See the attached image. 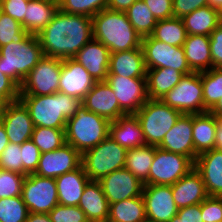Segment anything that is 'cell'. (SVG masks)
I'll return each mask as SVG.
<instances>
[{"instance_id": "b9f144b4", "label": "cell", "mask_w": 222, "mask_h": 222, "mask_svg": "<svg viewBox=\"0 0 222 222\" xmlns=\"http://www.w3.org/2000/svg\"><path fill=\"white\" fill-rule=\"evenodd\" d=\"M26 176L0 168V198L21 196Z\"/></svg>"}, {"instance_id": "7dc6e473", "label": "cell", "mask_w": 222, "mask_h": 222, "mask_svg": "<svg viewBox=\"0 0 222 222\" xmlns=\"http://www.w3.org/2000/svg\"><path fill=\"white\" fill-rule=\"evenodd\" d=\"M20 87L0 69V102L3 105L19 100Z\"/></svg>"}, {"instance_id": "ac0fdd59", "label": "cell", "mask_w": 222, "mask_h": 222, "mask_svg": "<svg viewBox=\"0 0 222 222\" xmlns=\"http://www.w3.org/2000/svg\"><path fill=\"white\" fill-rule=\"evenodd\" d=\"M192 125L193 114H182L157 147L185 155L195 162L198 155L194 150Z\"/></svg>"}, {"instance_id": "d6a6232c", "label": "cell", "mask_w": 222, "mask_h": 222, "mask_svg": "<svg viewBox=\"0 0 222 222\" xmlns=\"http://www.w3.org/2000/svg\"><path fill=\"white\" fill-rule=\"evenodd\" d=\"M154 154V145H144L127 149L124 168L129 170L144 185H149V171L154 159Z\"/></svg>"}, {"instance_id": "30bf717a", "label": "cell", "mask_w": 222, "mask_h": 222, "mask_svg": "<svg viewBox=\"0 0 222 222\" xmlns=\"http://www.w3.org/2000/svg\"><path fill=\"white\" fill-rule=\"evenodd\" d=\"M194 168V162L185 155L168 152L155 146L149 171V185H173Z\"/></svg>"}, {"instance_id": "bcb514c9", "label": "cell", "mask_w": 222, "mask_h": 222, "mask_svg": "<svg viewBox=\"0 0 222 222\" xmlns=\"http://www.w3.org/2000/svg\"><path fill=\"white\" fill-rule=\"evenodd\" d=\"M200 208L203 222H222V197L208 196Z\"/></svg>"}, {"instance_id": "7c38bea8", "label": "cell", "mask_w": 222, "mask_h": 222, "mask_svg": "<svg viewBox=\"0 0 222 222\" xmlns=\"http://www.w3.org/2000/svg\"><path fill=\"white\" fill-rule=\"evenodd\" d=\"M141 47L146 69L172 68L184 75L193 72L187 63L183 47L166 44L152 36L142 38Z\"/></svg>"}, {"instance_id": "ffe728a7", "label": "cell", "mask_w": 222, "mask_h": 222, "mask_svg": "<svg viewBox=\"0 0 222 222\" xmlns=\"http://www.w3.org/2000/svg\"><path fill=\"white\" fill-rule=\"evenodd\" d=\"M82 104L90 112L98 114L110 122L126 115L120 109L118 100L106 81L96 82L82 100Z\"/></svg>"}, {"instance_id": "5b68a950", "label": "cell", "mask_w": 222, "mask_h": 222, "mask_svg": "<svg viewBox=\"0 0 222 222\" xmlns=\"http://www.w3.org/2000/svg\"><path fill=\"white\" fill-rule=\"evenodd\" d=\"M110 121L90 112L83 105L67 120L65 141L81 155L109 136Z\"/></svg>"}, {"instance_id": "52a82bcc", "label": "cell", "mask_w": 222, "mask_h": 222, "mask_svg": "<svg viewBox=\"0 0 222 222\" xmlns=\"http://www.w3.org/2000/svg\"><path fill=\"white\" fill-rule=\"evenodd\" d=\"M127 149L109 136L82 154L81 165L90 180L99 181L115 170L125 166Z\"/></svg>"}, {"instance_id": "91938a15", "label": "cell", "mask_w": 222, "mask_h": 222, "mask_svg": "<svg viewBox=\"0 0 222 222\" xmlns=\"http://www.w3.org/2000/svg\"><path fill=\"white\" fill-rule=\"evenodd\" d=\"M208 5L222 13V0H208Z\"/></svg>"}, {"instance_id": "4316f807", "label": "cell", "mask_w": 222, "mask_h": 222, "mask_svg": "<svg viewBox=\"0 0 222 222\" xmlns=\"http://www.w3.org/2000/svg\"><path fill=\"white\" fill-rule=\"evenodd\" d=\"M109 203L99 181L90 180L83 191L78 207L89 222L107 221Z\"/></svg>"}, {"instance_id": "94428289", "label": "cell", "mask_w": 222, "mask_h": 222, "mask_svg": "<svg viewBox=\"0 0 222 222\" xmlns=\"http://www.w3.org/2000/svg\"><path fill=\"white\" fill-rule=\"evenodd\" d=\"M169 222H184L181 220L178 215L176 214Z\"/></svg>"}, {"instance_id": "ee69618b", "label": "cell", "mask_w": 222, "mask_h": 222, "mask_svg": "<svg viewBox=\"0 0 222 222\" xmlns=\"http://www.w3.org/2000/svg\"><path fill=\"white\" fill-rule=\"evenodd\" d=\"M48 214L52 222H89L78 206L58 204Z\"/></svg>"}, {"instance_id": "1f68e13d", "label": "cell", "mask_w": 222, "mask_h": 222, "mask_svg": "<svg viewBox=\"0 0 222 222\" xmlns=\"http://www.w3.org/2000/svg\"><path fill=\"white\" fill-rule=\"evenodd\" d=\"M217 118L209 111L193 114L192 135L194 150L197 155L215 148Z\"/></svg>"}, {"instance_id": "e575fe53", "label": "cell", "mask_w": 222, "mask_h": 222, "mask_svg": "<svg viewBox=\"0 0 222 222\" xmlns=\"http://www.w3.org/2000/svg\"><path fill=\"white\" fill-rule=\"evenodd\" d=\"M151 36L166 44L182 47L186 40L187 32L182 18L172 17L158 20Z\"/></svg>"}, {"instance_id": "5bb4252c", "label": "cell", "mask_w": 222, "mask_h": 222, "mask_svg": "<svg viewBox=\"0 0 222 222\" xmlns=\"http://www.w3.org/2000/svg\"><path fill=\"white\" fill-rule=\"evenodd\" d=\"M82 155L70 144L65 143L58 149L41 153L38 167L34 174L57 178L81 166Z\"/></svg>"}, {"instance_id": "d590c367", "label": "cell", "mask_w": 222, "mask_h": 222, "mask_svg": "<svg viewBox=\"0 0 222 222\" xmlns=\"http://www.w3.org/2000/svg\"><path fill=\"white\" fill-rule=\"evenodd\" d=\"M125 13L133 28L142 38L152 35L157 20L143 0L134 2Z\"/></svg>"}, {"instance_id": "83f0119b", "label": "cell", "mask_w": 222, "mask_h": 222, "mask_svg": "<svg viewBox=\"0 0 222 222\" xmlns=\"http://www.w3.org/2000/svg\"><path fill=\"white\" fill-rule=\"evenodd\" d=\"M58 10V0L30 1L21 25L29 34L38 35L51 22Z\"/></svg>"}, {"instance_id": "9f6ffc18", "label": "cell", "mask_w": 222, "mask_h": 222, "mask_svg": "<svg viewBox=\"0 0 222 222\" xmlns=\"http://www.w3.org/2000/svg\"><path fill=\"white\" fill-rule=\"evenodd\" d=\"M215 149L222 150V119L217 118V127L215 131Z\"/></svg>"}, {"instance_id": "6f0895ef", "label": "cell", "mask_w": 222, "mask_h": 222, "mask_svg": "<svg viewBox=\"0 0 222 222\" xmlns=\"http://www.w3.org/2000/svg\"><path fill=\"white\" fill-rule=\"evenodd\" d=\"M8 144H9V140H8L7 133L5 131V128L2 125V122L0 121V157Z\"/></svg>"}, {"instance_id": "c3c4849f", "label": "cell", "mask_w": 222, "mask_h": 222, "mask_svg": "<svg viewBox=\"0 0 222 222\" xmlns=\"http://www.w3.org/2000/svg\"><path fill=\"white\" fill-rule=\"evenodd\" d=\"M28 3L24 0H0V7L3 13L21 23L26 15Z\"/></svg>"}, {"instance_id": "cb8c5ba5", "label": "cell", "mask_w": 222, "mask_h": 222, "mask_svg": "<svg viewBox=\"0 0 222 222\" xmlns=\"http://www.w3.org/2000/svg\"><path fill=\"white\" fill-rule=\"evenodd\" d=\"M146 65L142 47L110 53L108 75L126 78H146Z\"/></svg>"}, {"instance_id": "74e56055", "label": "cell", "mask_w": 222, "mask_h": 222, "mask_svg": "<svg viewBox=\"0 0 222 222\" xmlns=\"http://www.w3.org/2000/svg\"><path fill=\"white\" fill-rule=\"evenodd\" d=\"M30 140L41 153L54 151L66 143L65 129L35 127Z\"/></svg>"}, {"instance_id": "ab89813d", "label": "cell", "mask_w": 222, "mask_h": 222, "mask_svg": "<svg viewBox=\"0 0 222 222\" xmlns=\"http://www.w3.org/2000/svg\"><path fill=\"white\" fill-rule=\"evenodd\" d=\"M28 214L21 196L0 198V222H25Z\"/></svg>"}, {"instance_id": "d4e9b609", "label": "cell", "mask_w": 222, "mask_h": 222, "mask_svg": "<svg viewBox=\"0 0 222 222\" xmlns=\"http://www.w3.org/2000/svg\"><path fill=\"white\" fill-rule=\"evenodd\" d=\"M109 137L126 149L145 145L140 122L135 114H128L110 122Z\"/></svg>"}, {"instance_id": "d6986e66", "label": "cell", "mask_w": 222, "mask_h": 222, "mask_svg": "<svg viewBox=\"0 0 222 222\" xmlns=\"http://www.w3.org/2000/svg\"><path fill=\"white\" fill-rule=\"evenodd\" d=\"M96 81L88 71L73 58L63 59L59 78V92L84 99Z\"/></svg>"}, {"instance_id": "680465c9", "label": "cell", "mask_w": 222, "mask_h": 222, "mask_svg": "<svg viewBox=\"0 0 222 222\" xmlns=\"http://www.w3.org/2000/svg\"><path fill=\"white\" fill-rule=\"evenodd\" d=\"M209 112L213 114L216 118L222 119V98Z\"/></svg>"}, {"instance_id": "60d3db41", "label": "cell", "mask_w": 222, "mask_h": 222, "mask_svg": "<svg viewBox=\"0 0 222 222\" xmlns=\"http://www.w3.org/2000/svg\"><path fill=\"white\" fill-rule=\"evenodd\" d=\"M28 32L23 29L20 22L9 15L0 13V47L10 42H20Z\"/></svg>"}, {"instance_id": "7bdbcfd3", "label": "cell", "mask_w": 222, "mask_h": 222, "mask_svg": "<svg viewBox=\"0 0 222 222\" xmlns=\"http://www.w3.org/2000/svg\"><path fill=\"white\" fill-rule=\"evenodd\" d=\"M0 168L22 174V152L19 144L9 142L1 154Z\"/></svg>"}, {"instance_id": "9a60e30c", "label": "cell", "mask_w": 222, "mask_h": 222, "mask_svg": "<svg viewBox=\"0 0 222 222\" xmlns=\"http://www.w3.org/2000/svg\"><path fill=\"white\" fill-rule=\"evenodd\" d=\"M0 121L5 128L9 142L21 145L31 139L35 126L28 109L20 100L3 105Z\"/></svg>"}, {"instance_id": "11a10c76", "label": "cell", "mask_w": 222, "mask_h": 222, "mask_svg": "<svg viewBox=\"0 0 222 222\" xmlns=\"http://www.w3.org/2000/svg\"><path fill=\"white\" fill-rule=\"evenodd\" d=\"M25 222H52L49 214L29 212Z\"/></svg>"}, {"instance_id": "484cf974", "label": "cell", "mask_w": 222, "mask_h": 222, "mask_svg": "<svg viewBox=\"0 0 222 222\" xmlns=\"http://www.w3.org/2000/svg\"><path fill=\"white\" fill-rule=\"evenodd\" d=\"M58 203L64 206H78L86 184L90 181L83 166L55 178Z\"/></svg>"}, {"instance_id": "9c48e42d", "label": "cell", "mask_w": 222, "mask_h": 222, "mask_svg": "<svg viewBox=\"0 0 222 222\" xmlns=\"http://www.w3.org/2000/svg\"><path fill=\"white\" fill-rule=\"evenodd\" d=\"M182 114L205 113L201 72L184 75L180 82L161 99Z\"/></svg>"}, {"instance_id": "f6af8a7d", "label": "cell", "mask_w": 222, "mask_h": 222, "mask_svg": "<svg viewBox=\"0 0 222 222\" xmlns=\"http://www.w3.org/2000/svg\"><path fill=\"white\" fill-rule=\"evenodd\" d=\"M20 147L22 152V174L25 176L34 174L38 167L41 151L31 140L23 142Z\"/></svg>"}, {"instance_id": "603a6c76", "label": "cell", "mask_w": 222, "mask_h": 222, "mask_svg": "<svg viewBox=\"0 0 222 222\" xmlns=\"http://www.w3.org/2000/svg\"><path fill=\"white\" fill-rule=\"evenodd\" d=\"M171 187L173 199L178 209L200 204L209 196L201 175L195 168L171 185Z\"/></svg>"}, {"instance_id": "db71d44e", "label": "cell", "mask_w": 222, "mask_h": 222, "mask_svg": "<svg viewBox=\"0 0 222 222\" xmlns=\"http://www.w3.org/2000/svg\"><path fill=\"white\" fill-rule=\"evenodd\" d=\"M137 0H109L107 9L112 11L126 12V10Z\"/></svg>"}, {"instance_id": "e0dca14e", "label": "cell", "mask_w": 222, "mask_h": 222, "mask_svg": "<svg viewBox=\"0 0 222 222\" xmlns=\"http://www.w3.org/2000/svg\"><path fill=\"white\" fill-rule=\"evenodd\" d=\"M110 204L142 195L144 184L129 170H115L99 180Z\"/></svg>"}, {"instance_id": "681fc988", "label": "cell", "mask_w": 222, "mask_h": 222, "mask_svg": "<svg viewBox=\"0 0 222 222\" xmlns=\"http://www.w3.org/2000/svg\"><path fill=\"white\" fill-rule=\"evenodd\" d=\"M156 20L173 17V0H143Z\"/></svg>"}, {"instance_id": "816d5d0a", "label": "cell", "mask_w": 222, "mask_h": 222, "mask_svg": "<svg viewBox=\"0 0 222 222\" xmlns=\"http://www.w3.org/2000/svg\"><path fill=\"white\" fill-rule=\"evenodd\" d=\"M208 5V0H173V17L183 18L198 8Z\"/></svg>"}, {"instance_id": "6da1fadb", "label": "cell", "mask_w": 222, "mask_h": 222, "mask_svg": "<svg viewBox=\"0 0 222 222\" xmlns=\"http://www.w3.org/2000/svg\"><path fill=\"white\" fill-rule=\"evenodd\" d=\"M37 36L45 56L73 58L93 38L92 17L58 10Z\"/></svg>"}, {"instance_id": "7a4b0ae2", "label": "cell", "mask_w": 222, "mask_h": 222, "mask_svg": "<svg viewBox=\"0 0 222 222\" xmlns=\"http://www.w3.org/2000/svg\"><path fill=\"white\" fill-rule=\"evenodd\" d=\"M35 127L65 129L67 120L83 105L80 98L61 92L45 96H19Z\"/></svg>"}, {"instance_id": "8992f818", "label": "cell", "mask_w": 222, "mask_h": 222, "mask_svg": "<svg viewBox=\"0 0 222 222\" xmlns=\"http://www.w3.org/2000/svg\"><path fill=\"white\" fill-rule=\"evenodd\" d=\"M135 115L142 127L145 145L158 146L182 113L161 100L149 99Z\"/></svg>"}, {"instance_id": "6125c7cd", "label": "cell", "mask_w": 222, "mask_h": 222, "mask_svg": "<svg viewBox=\"0 0 222 222\" xmlns=\"http://www.w3.org/2000/svg\"><path fill=\"white\" fill-rule=\"evenodd\" d=\"M3 104L0 102V112L2 111Z\"/></svg>"}, {"instance_id": "f5cc1de1", "label": "cell", "mask_w": 222, "mask_h": 222, "mask_svg": "<svg viewBox=\"0 0 222 222\" xmlns=\"http://www.w3.org/2000/svg\"><path fill=\"white\" fill-rule=\"evenodd\" d=\"M177 215L184 222H203L200 204L178 209Z\"/></svg>"}, {"instance_id": "4dcf8cb0", "label": "cell", "mask_w": 222, "mask_h": 222, "mask_svg": "<svg viewBox=\"0 0 222 222\" xmlns=\"http://www.w3.org/2000/svg\"><path fill=\"white\" fill-rule=\"evenodd\" d=\"M184 74L172 68L147 69V93L149 99L161 100L181 80Z\"/></svg>"}, {"instance_id": "8d00e7d4", "label": "cell", "mask_w": 222, "mask_h": 222, "mask_svg": "<svg viewBox=\"0 0 222 222\" xmlns=\"http://www.w3.org/2000/svg\"><path fill=\"white\" fill-rule=\"evenodd\" d=\"M205 112L210 111L222 98V68L201 72Z\"/></svg>"}, {"instance_id": "2e32d148", "label": "cell", "mask_w": 222, "mask_h": 222, "mask_svg": "<svg viewBox=\"0 0 222 222\" xmlns=\"http://www.w3.org/2000/svg\"><path fill=\"white\" fill-rule=\"evenodd\" d=\"M142 196L147 221L169 222L178 213L171 185H144Z\"/></svg>"}, {"instance_id": "4fadbf2b", "label": "cell", "mask_w": 222, "mask_h": 222, "mask_svg": "<svg viewBox=\"0 0 222 222\" xmlns=\"http://www.w3.org/2000/svg\"><path fill=\"white\" fill-rule=\"evenodd\" d=\"M105 81L112 88L120 109L126 115L136 114L149 100L146 78L108 75Z\"/></svg>"}, {"instance_id": "44dd1931", "label": "cell", "mask_w": 222, "mask_h": 222, "mask_svg": "<svg viewBox=\"0 0 222 222\" xmlns=\"http://www.w3.org/2000/svg\"><path fill=\"white\" fill-rule=\"evenodd\" d=\"M96 81H105L108 76L110 51L100 41L92 38L73 57Z\"/></svg>"}, {"instance_id": "3957f363", "label": "cell", "mask_w": 222, "mask_h": 222, "mask_svg": "<svg viewBox=\"0 0 222 222\" xmlns=\"http://www.w3.org/2000/svg\"><path fill=\"white\" fill-rule=\"evenodd\" d=\"M93 38L110 53L140 48L142 37L133 28L125 12L104 9L92 17Z\"/></svg>"}, {"instance_id": "f35d334b", "label": "cell", "mask_w": 222, "mask_h": 222, "mask_svg": "<svg viewBox=\"0 0 222 222\" xmlns=\"http://www.w3.org/2000/svg\"><path fill=\"white\" fill-rule=\"evenodd\" d=\"M109 0H58L59 10L68 14L93 17L107 9Z\"/></svg>"}, {"instance_id": "8fae6325", "label": "cell", "mask_w": 222, "mask_h": 222, "mask_svg": "<svg viewBox=\"0 0 222 222\" xmlns=\"http://www.w3.org/2000/svg\"><path fill=\"white\" fill-rule=\"evenodd\" d=\"M21 197L29 212L48 214L59 204L55 178L28 174L23 181Z\"/></svg>"}, {"instance_id": "ba28073f", "label": "cell", "mask_w": 222, "mask_h": 222, "mask_svg": "<svg viewBox=\"0 0 222 222\" xmlns=\"http://www.w3.org/2000/svg\"><path fill=\"white\" fill-rule=\"evenodd\" d=\"M63 59L43 56L20 86V96H45L59 92Z\"/></svg>"}, {"instance_id": "f1b7e54d", "label": "cell", "mask_w": 222, "mask_h": 222, "mask_svg": "<svg viewBox=\"0 0 222 222\" xmlns=\"http://www.w3.org/2000/svg\"><path fill=\"white\" fill-rule=\"evenodd\" d=\"M182 47L187 63L193 72H203L213 68L210 36L187 35Z\"/></svg>"}, {"instance_id": "836d02e7", "label": "cell", "mask_w": 222, "mask_h": 222, "mask_svg": "<svg viewBox=\"0 0 222 222\" xmlns=\"http://www.w3.org/2000/svg\"><path fill=\"white\" fill-rule=\"evenodd\" d=\"M107 220L111 222L147 221L143 196L141 195L110 204Z\"/></svg>"}, {"instance_id": "f546056e", "label": "cell", "mask_w": 222, "mask_h": 222, "mask_svg": "<svg viewBox=\"0 0 222 222\" xmlns=\"http://www.w3.org/2000/svg\"><path fill=\"white\" fill-rule=\"evenodd\" d=\"M182 20L187 35L210 36L222 23V13L218 9L207 5L185 15Z\"/></svg>"}, {"instance_id": "277c9868", "label": "cell", "mask_w": 222, "mask_h": 222, "mask_svg": "<svg viewBox=\"0 0 222 222\" xmlns=\"http://www.w3.org/2000/svg\"><path fill=\"white\" fill-rule=\"evenodd\" d=\"M43 56L38 36L28 33L20 42L0 47V69L20 87Z\"/></svg>"}, {"instance_id": "7402d4cb", "label": "cell", "mask_w": 222, "mask_h": 222, "mask_svg": "<svg viewBox=\"0 0 222 222\" xmlns=\"http://www.w3.org/2000/svg\"><path fill=\"white\" fill-rule=\"evenodd\" d=\"M209 196L222 197V150L213 148L200 153L194 162Z\"/></svg>"}, {"instance_id": "f907efd6", "label": "cell", "mask_w": 222, "mask_h": 222, "mask_svg": "<svg viewBox=\"0 0 222 222\" xmlns=\"http://www.w3.org/2000/svg\"><path fill=\"white\" fill-rule=\"evenodd\" d=\"M213 68H222V23L210 34Z\"/></svg>"}]
</instances>
